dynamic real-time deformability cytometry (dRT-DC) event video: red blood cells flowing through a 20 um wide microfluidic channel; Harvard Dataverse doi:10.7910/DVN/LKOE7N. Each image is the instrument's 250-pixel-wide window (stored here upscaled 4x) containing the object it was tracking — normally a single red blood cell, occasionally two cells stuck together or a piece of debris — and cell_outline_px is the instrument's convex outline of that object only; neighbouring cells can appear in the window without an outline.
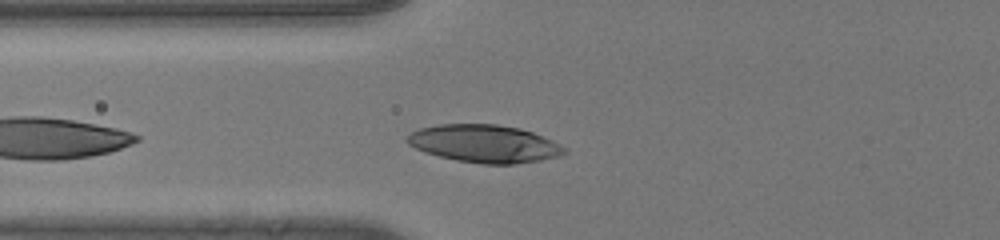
{"species": "human", "species_latin": "Homo sapiens", "temperature_condition": "room temperature", "stored_images_in_passage": 29, "camera_frame_rate_fps": 3000, "um_per_image_px": 0.085, "donor": {"sex": "male"}, "frame": {"image": 1, "passage_image": 4, "time_ms": 1.0, "image_size_px": [1000, 240], "cell_outline_px": [[568, 152], [560, 156], [540, 160], [516, 164], [484, 164], [456, 160], [424, 152], [408, 144], [404, 140], [412, 132], [420, 128], [436, 124], [496, 124], [520, 128], [532, 132], [552, 140], [564, 148]], "centroid_in_image_um": [41.16, 12.21], "position_along_channel_um": 84.6, "area_um2": 34.51}}
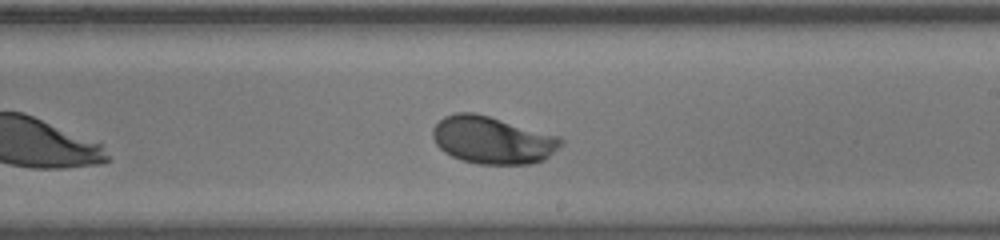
{"frame": {"image": 2, "passage_image": 16, "time_ms": 5.0, "image_size_px": [1000, 240], "cell_outline_px": [[564, 140], [544, 160], [528, 164], [476, 164], [460, 160], [444, 152], [436, 144], [432, 136], [432, 128], [444, 116], [456, 112], [476, 112], [560, 136]], "centroid_in_image_um": [41.82, 11.9], "position_along_channel_um": 247.2, "area_um2": 35.49}}
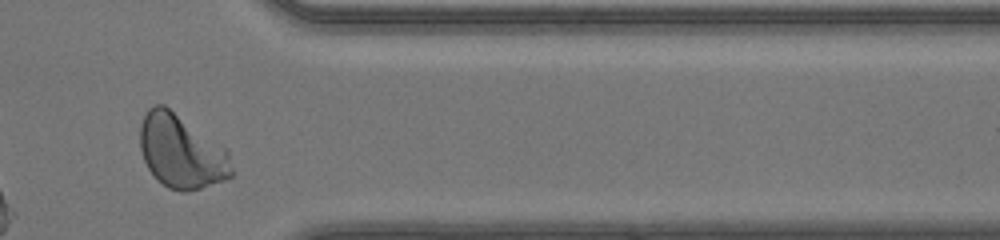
{"frame": {"image": 3, "passage_image": 27, "time_ms": 8.667, "image_size_px": [1000, 240], "cell_outline_px": [[232, 176], [224, 180], [188, 192], [180, 192], [168, 188], [156, 180], [148, 168], [144, 160], [140, 148], [140, 124], [148, 108], [152, 104], [164, 104], [228, 148], [232, 168]], "centroid_in_image_um": [15.41, 12.87], "position_along_channel_um": 396.0, "area_um2": 39.82}, "authors_computed_cell_mechanics": {"area_um2": 34.8534, "velocity_mm_per_s": 4.1197, "shape_relaxation_time_tau1_ms": 2.2719, "shape_relaxation_time_tau2_ms": null, "deformation_change_tau1": 0.1551, "deformation_change_tau2": null}}